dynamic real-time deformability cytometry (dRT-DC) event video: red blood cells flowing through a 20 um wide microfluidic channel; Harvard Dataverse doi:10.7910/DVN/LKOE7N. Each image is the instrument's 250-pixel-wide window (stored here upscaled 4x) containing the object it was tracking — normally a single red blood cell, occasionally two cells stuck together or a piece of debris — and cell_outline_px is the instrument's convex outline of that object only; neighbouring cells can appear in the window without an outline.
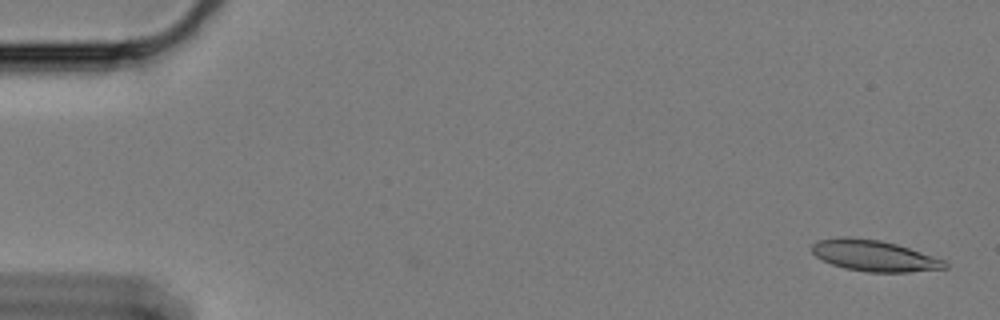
{"species": "Egyptian fruit bat (a non-hibernating species)", "species_latin": "Rousettus aegyptiacus", "temperature_condition": "cold", "stored_images_in_passage": 2, "camera_frame_rate_fps": 3000, "um_per_image_px": 0.085, "animal": {"sex": "female"}, "frame": {"image": 1, "passage_image": 2, "time_ms": 0.333, "image_size_px": [1000, 320], "cell_outline_px": [[948, 268], [908, 272], [868, 272], [844, 268], [832, 264], [816, 256], [812, 252], [812, 244], [820, 240], [840, 236], [848, 236], [880, 240], [896, 244], [944, 260], [948, 264]], "centroid_in_image_um": [74.29, 21.73], "position_along_channel_um": 10.7, "area_um2": 23.93}}